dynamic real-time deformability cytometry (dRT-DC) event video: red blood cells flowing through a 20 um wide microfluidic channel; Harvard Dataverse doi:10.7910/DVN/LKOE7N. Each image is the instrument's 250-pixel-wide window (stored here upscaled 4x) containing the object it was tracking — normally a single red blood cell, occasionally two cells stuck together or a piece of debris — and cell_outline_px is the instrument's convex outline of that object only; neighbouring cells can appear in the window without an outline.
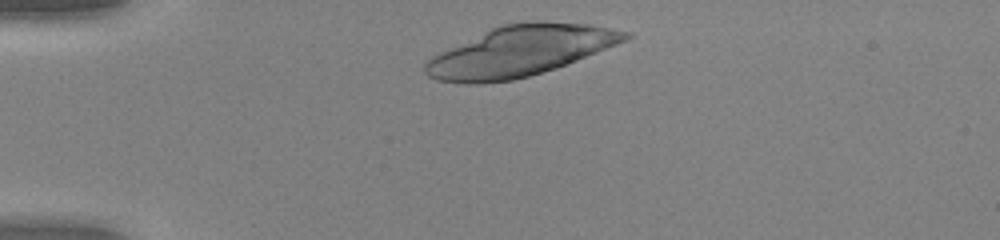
{"species": "human", "species_latin": "Homo sapiens", "temperature_condition": "warm", "stored_images_in_passage": 34, "camera_frame_rate_fps": 3000, "um_per_image_px": 0.085, "donor": {"sex": "female"}, "frame": {"image": 1, "passage_image": 2, "time_ms": 0.333, "image_size_px": [1000, 240], "cell_outline_px": [[632, 36], [628, 40], [556, 68], [528, 76], [512, 80], [480, 84], [468, 84], [436, 80], [428, 76], [424, 72], [424, 64], [432, 56], [440, 52], [492, 28], [504, 24], [532, 20], [540, 20], [588, 24], [632, 32]], "centroid_in_image_um": [44.23, 4.34], "position_along_channel_um": 40.8, "area_um2": 58.61}}